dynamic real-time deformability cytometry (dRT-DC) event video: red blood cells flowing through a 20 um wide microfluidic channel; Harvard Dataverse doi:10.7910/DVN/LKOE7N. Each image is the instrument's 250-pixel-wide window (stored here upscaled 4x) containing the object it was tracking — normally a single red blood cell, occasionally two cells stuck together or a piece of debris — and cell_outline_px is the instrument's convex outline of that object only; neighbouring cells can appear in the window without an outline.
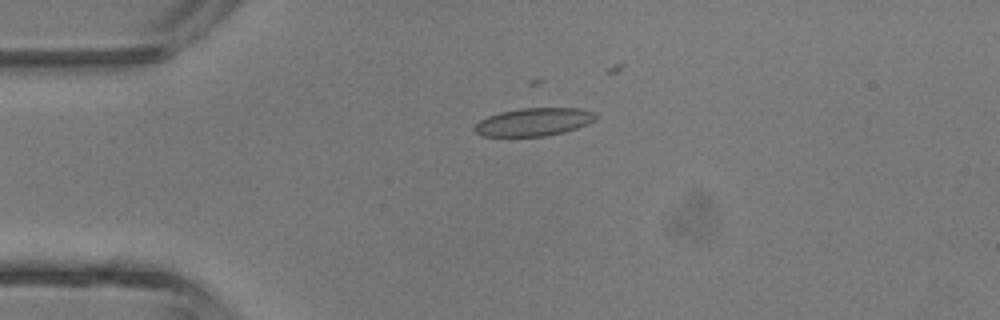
{"species": "common noctule bat (a hibernating species)", "species_latin": "Nyctalus noctula", "temperature_condition": "room temperature", "stored_images_in_passage": 2, "camera_frame_rate_fps": 3000, "um_per_image_px": 0.085, "animal": {"sex": "male", "body_mass_g": 13.3}, "frame": {"image": 1, "passage_image": 1, "time_ms": 0.0, "image_size_px": [1000, 320], "cell_outline_px": [[596, 120], [588, 124], [564, 132], [544, 136], [480, 136], [472, 128], [480, 120], [488, 116], [500, 112], [520, 108], [580, 108], [596, 112]], "centroid_in_image_um": [45.38, 10.36], "position_along_channel_um": 39.6, "area_um2": 19.83}}